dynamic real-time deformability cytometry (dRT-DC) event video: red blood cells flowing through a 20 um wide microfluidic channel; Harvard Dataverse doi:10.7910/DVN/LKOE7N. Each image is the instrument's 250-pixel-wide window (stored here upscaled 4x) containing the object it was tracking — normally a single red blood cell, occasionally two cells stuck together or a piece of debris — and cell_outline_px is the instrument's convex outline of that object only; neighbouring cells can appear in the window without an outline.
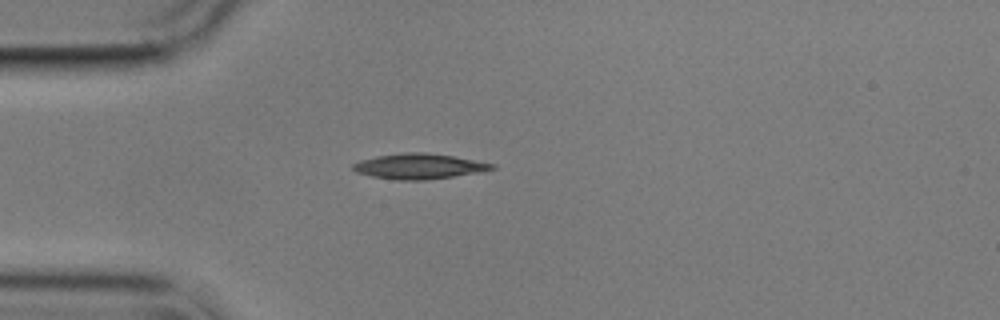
{"species": "common noctule bat (a hibernating species)", "species_latin": "Nyctalus noctula", "temperature_condition": "cold", "stored_images_in_passage": 1, "camera_frame_rate_fps": 3000, "um_per_image_px": 0.085, "animal": {"sex": "male", "body_mass_g": 17.9}, "frame": {"image": 1, "passage_image": 1, "time_ms": 0.0, "image_size_px": [1000, 320], "cell_outline_px": [[496, 168], [484, 172], [424, 180], [396, 180], [372, 176], [356, 172], [352, 168], [352, 164], [360, 160], [376, 156], [404, 152], [424, 152], [452, 156], [496, 164]], "centroid_in_image_um": [35.63, 14.13], "position_along_channel_um": 49.4, "area_um2": 20.58}}